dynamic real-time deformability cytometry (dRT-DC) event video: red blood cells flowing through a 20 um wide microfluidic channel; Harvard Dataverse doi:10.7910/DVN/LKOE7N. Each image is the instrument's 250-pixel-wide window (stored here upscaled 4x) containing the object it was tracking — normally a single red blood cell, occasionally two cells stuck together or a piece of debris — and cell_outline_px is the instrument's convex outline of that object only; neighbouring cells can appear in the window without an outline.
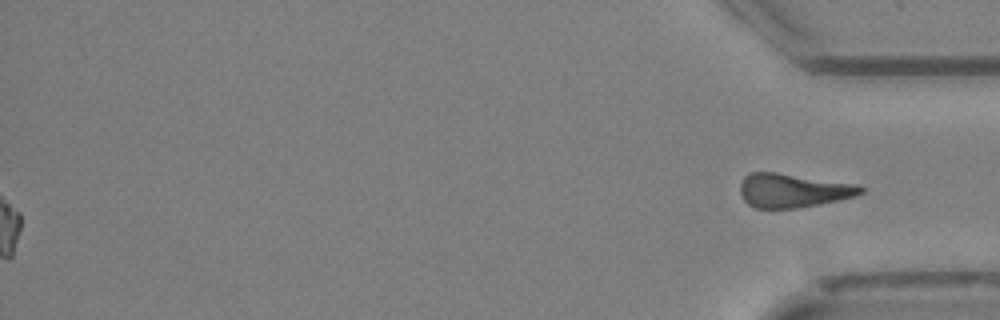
{"species": "Egyptian fruit bat (a non-hibernating species)", "species_latin": "Rousettus aegyptiacus", "temperature_condition": "cold", "stored_images_in_passage": 52, "segment_of_instrument_passage": [2, 2], "camera_frame_rate_fps": 3000, "um_per_image_px": 0.085, "animal": {"sex": "female"}, "frame": {"image": 1, "passage_image": 52, "time_ms": 17.0, "image_size_px": [1000, 320], "cell_outline_px": [[864, 192], [856, 196], [796, 208], [756, 208], [748, 204], [744, 200], [740, 192], [740, 184], [744, 176], [748, 172], [776, 172], [860, 184], [864, 188]], "centroid_in_image_um": [67.4, 16.17], "position_along_channel_um": 367.8, "area_um2": 23.87}}